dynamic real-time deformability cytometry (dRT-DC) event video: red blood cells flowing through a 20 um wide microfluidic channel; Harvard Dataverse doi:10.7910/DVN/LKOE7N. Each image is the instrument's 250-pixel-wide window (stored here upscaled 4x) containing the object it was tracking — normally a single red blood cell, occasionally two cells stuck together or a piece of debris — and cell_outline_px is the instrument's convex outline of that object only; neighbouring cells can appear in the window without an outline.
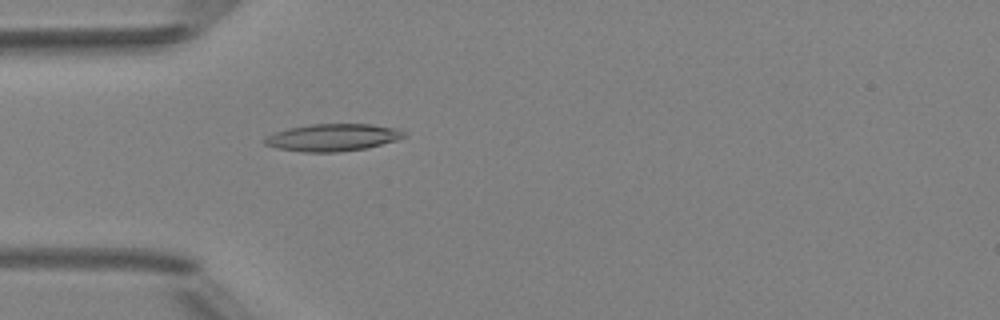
{"species": "Egyptian fruit bat (a non-hibernating species)", "species_latin": "Rousettus aegyptiacus", "temperature_condition": "room temperature", "stored_images_in_passage": 4, "camera_frame_rate_fps": 3000, "um_per_image_px": 0.085, "animal": {"sex": "female"}, "frame": {"image": 1, "passage_image": 4, "time_ms": 3.667, "image_size_px": [1000, 320], "cell_outline_px": [[408, 136], [396, 140], [364, 148], [336, 152], [304, 152], [276, 148], [264, 144], [260, 140], [276, 132], [288, 128], [312, 124], [372, 124], [396, 128], [404, 132]], "centroid_in_image_um": [28.25, 11.68], "position_along_channel_um": 56.8, "area_um2": 22.02}}